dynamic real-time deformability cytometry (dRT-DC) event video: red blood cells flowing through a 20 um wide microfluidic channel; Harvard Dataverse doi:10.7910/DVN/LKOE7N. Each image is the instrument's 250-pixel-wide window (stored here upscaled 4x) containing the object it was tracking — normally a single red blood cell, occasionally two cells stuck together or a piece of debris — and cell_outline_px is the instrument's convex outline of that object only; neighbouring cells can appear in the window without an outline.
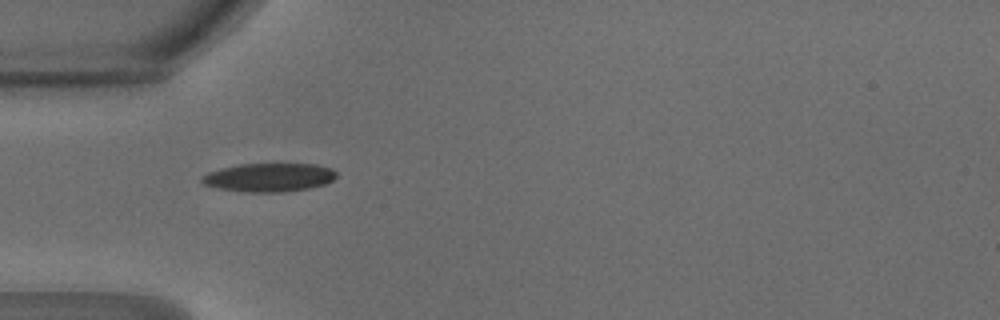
{"species": "common noctule bat (a hibernating species)", "species_latin": "Nyctalus noctula", "temperature_condition": "warm", "stored_images_in_passage": 34, "camera_frame_rate_fps": 3000, "um_per_image_px": 0.085, "animal": {"sex": "male", "body_mass_g": 18.8}, "frame": {"image": 1, "passage_image": 1, "time_ms": 0.0, "image_size_px": [1000, 320], "cell_outline_px": [[336, 176], [332, 180], [324, 184], [308, 188], [280, 192], [244, 192], [220, 188], [204, 184], [200, 180], [200, 176], [208, 172], [220, 168], [240, 164], [316, 164], [332, 168], [336, 172]], "centroid_in_image_um": [22.84, 15.07], "position_along_channel_um": 62.2, "area_um2": 22.31}}
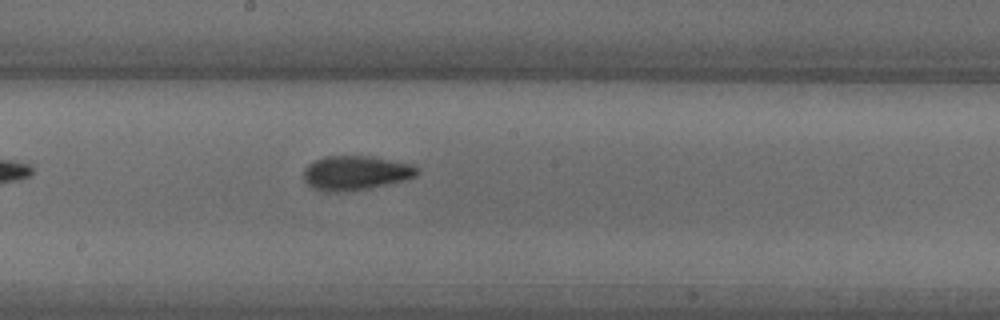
{"frame": {"image": 2, "passage_image": 12, "time_ms": 3.667, "image_size_px": [1000, 320], "cell_outline_px": [[416, 176], [404, 180], [368, 188], [336, 192], [328, 192], [312, 188], [304, 180], [304, 168], [312, 160], [324, 156], [372, 156], [396, 160], [412, 164], [416, 168]], "centroid_in_image_um": [30.19, 14.68], "position_along_channel_um": 218.0, "area_um2": 22.72}}
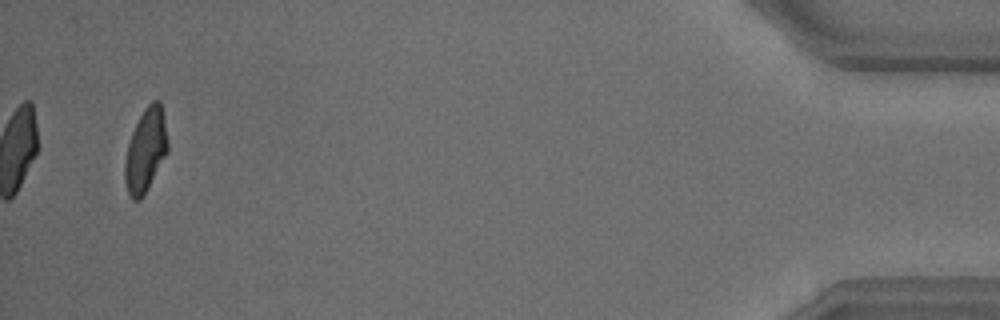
{"frame": {"image": 3, "passage_image": 32, "time_ms": 10.333, "image_size_px": [1000, 320], "cell_outline_px": [[168, 152], [140, 200], [132, 200], [128, 192], [124, 180], [124, 160], [128, 144], [132, 132], [144, 108], [152, 100], [160, 100], [164, 116], [168, 144]], "centroid_in_image_um": [12.37, 12.75], "position_along_channel_um": 422.8, "area_um2": 20.75}, "authors_computed_cell_mechanics": {"area_um2": 21.7039, "velocity_mm_per_s": 4.2713, "shape_relaxation_time_tau1_ms": 3.3523, "shape_relaxation_time_tau2_ms": 2.0415, "deformation_change_tau1": 0.1592, "deformation_change_tau2": 0.0804}}